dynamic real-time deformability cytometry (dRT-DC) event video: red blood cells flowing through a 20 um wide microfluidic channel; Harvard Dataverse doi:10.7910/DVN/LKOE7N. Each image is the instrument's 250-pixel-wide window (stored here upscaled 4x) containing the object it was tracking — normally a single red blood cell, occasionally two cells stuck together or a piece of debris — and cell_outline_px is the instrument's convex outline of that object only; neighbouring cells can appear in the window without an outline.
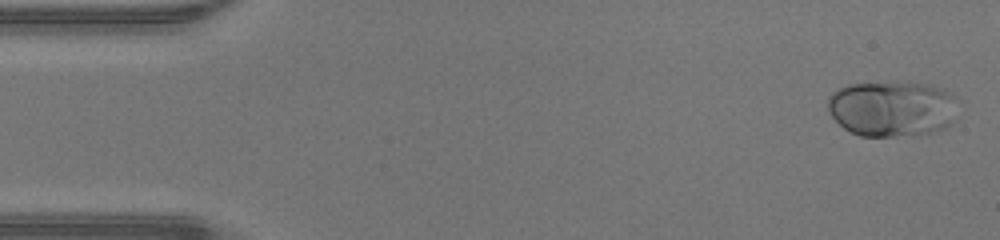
{"species": "human", "species_latin": "Homo sapiens", "temperature_condition": "warm", "stored_images_in_passage": 46, "camera_frame_rate_fps": 3000, "um_per_image_px": 0.085, "donor": {"sex": "male"}, "frame": {"image": 1, "passage_image": 1, "time_ms": 0.0, "image_size_px": [1000, 240], "cell_outline_px": [[960, 100], [952, 124], [944, 128], [928, 132], [892, 136], [860, 136], [844, 128], [828, 112], [828, 96], [836, 88], [848, 84], [932, 84], [944, 88], [952, 92]], "centroid_in_image_um": [75.87, 9.23], "position_along_channel_um": 9.1, "area_um2": 42.25}}
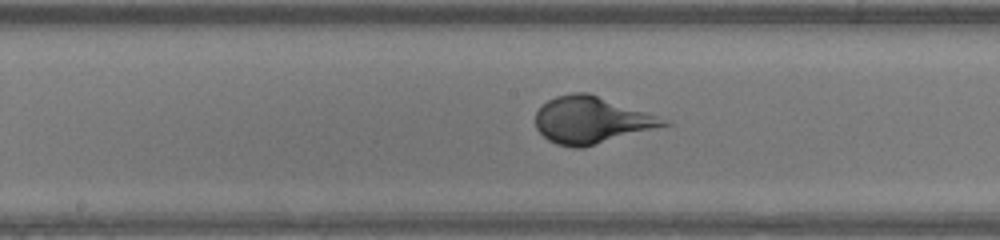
{"frame": {"image": 2, "passage_image": 23, "time_ms": 7.333, "image_size_px": [1000, 240], "cell_outline_px": [[672, 124], [584, 148], [572, 148], [556, 144], [548, 140], [536, 128], [536, 112], [548, 100], [556, 96], [572, 92], [588, 92], [672, 120]], "centroid_in_image_um": [50.31, 10.21], "position_along_channel_um": 197.9, "area_um2": 35.32}}
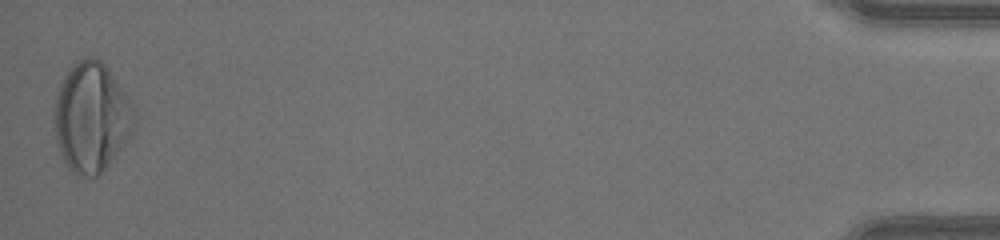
{"frame": {"image": 3, "passage_image": 46, "time_ms": 15.0, "image_size_px": [1000, 240], "cell_outline_px": [[136, 124], [132, 132], [104, 172], [100, 176], [76, 176], [68, 168], [60, 152], [56, 140], [56, 96], [60, 84], [68, 68], [80, 56], [92, 56], [100, 60], [104, 64], [132, 104]], "centroid_in_image_um": [7.77, 9.98], "position_along_channel_um": 427.4, "area_um2": 50.75}}